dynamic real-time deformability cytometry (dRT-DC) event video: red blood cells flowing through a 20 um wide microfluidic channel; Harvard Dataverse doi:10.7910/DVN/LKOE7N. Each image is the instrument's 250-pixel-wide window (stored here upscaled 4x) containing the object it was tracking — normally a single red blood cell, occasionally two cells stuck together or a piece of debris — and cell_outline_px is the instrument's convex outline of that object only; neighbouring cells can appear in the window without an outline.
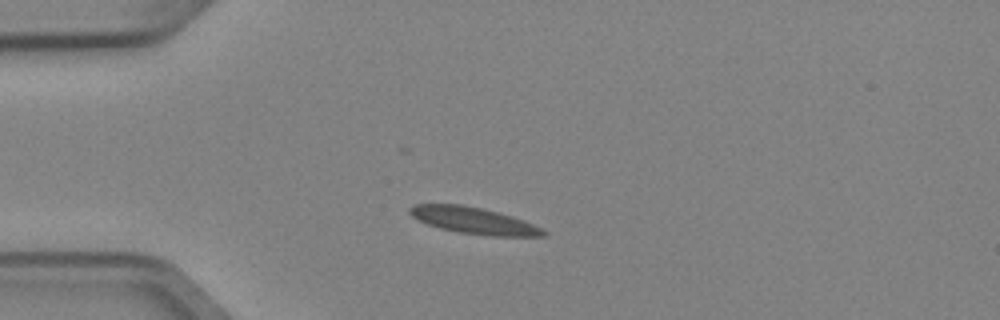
{"species": "Egyptian fruit bat (a non-hibernating species)", "species_latin": "Rousettus aegyptiacus", "temperature_condition": "cold", "stored_images_in_passage": 3, "camera_frame_rate_fps": 3000, "um_per_image_px": 0.085, "animal": {"sex": "female"}, "frame": {"image": 1, "passage_image": 2, "time_ms": 0.333, "image_size_px": [1000, 320], "cell_outline_px": [[548, 236], [492, 236], [460, 232], [440, 228], [428, 224], [412, 216], [408, 212], [408, 208], [416, 204], [460, 204], [480, 208], [512, 216], [524, 220], [548, 232]], "centroid_in_image_um": [40.28, 18.75], "position_along_channel_um": 44.7, "area_um2": 20.4}}